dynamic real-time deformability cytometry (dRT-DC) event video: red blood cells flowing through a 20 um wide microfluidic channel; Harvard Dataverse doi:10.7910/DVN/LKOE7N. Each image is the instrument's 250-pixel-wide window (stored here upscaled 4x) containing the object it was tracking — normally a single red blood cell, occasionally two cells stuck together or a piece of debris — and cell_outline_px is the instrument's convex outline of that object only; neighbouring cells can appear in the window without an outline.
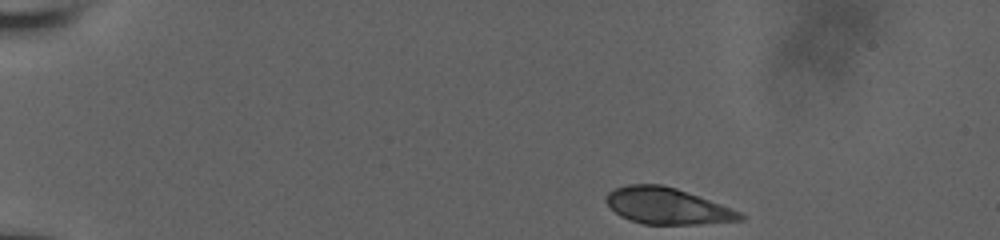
{"species": "human", "species_latin": "Homo sapiens", "temperature_condition": "room temperature", "stored_images_in_passage": 46, "camera_frame_rate_fps": 3000, "um_per_image_px": 0.085, "donor": {"sex": "male"}, "frame": {"image": 1, "passage_image": 1, "time_ms": 0.0, "image_size_px": [1000, 240], "cell_outline_px": [[744, 220], [696, 224], [644, 224], [620, 216], [604, 200], [604, 196], [608, 192], [616, 188], [628, 184], [660, 184], [676, 188], [720, 204], [740, 212], [744, 216]], "centroid_in_image_um": [56.68, 17.5], "position_along_channel_um": 28.3, "area_um2": 28.03}}
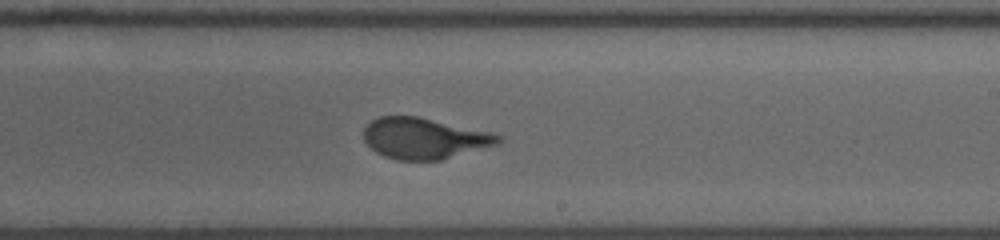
{"frame": {"image": 2, "passage_image": 26, "time_ms": 8.333, "image_size_px": [1000, 240], "cell_outline_px": [[504, 140], [500, 144], [440, 160], [396, 160], [384, 156], [376, 152], [364, 140], [364, 128], [372, 120], [380, 116], [416, 116], [492, 132], [504, 136]], "centroid_in_image_um": [36.11, 11.76], "position_along_channel_um": 252.9, "area_um2": 32.25}}
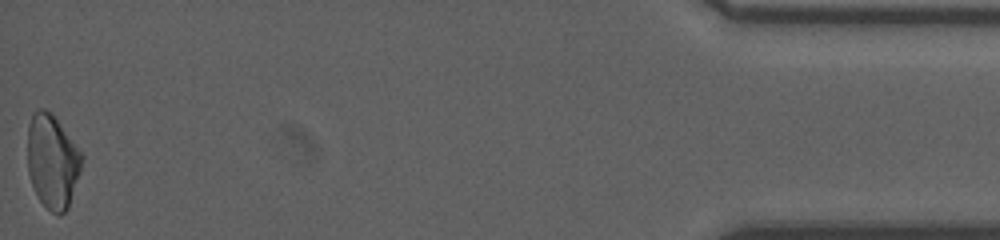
{"frame": {"image": 3, "passage_image": 46, "time_ms": 15.0, "image_size_px": [1000, 240], "cell_outline_px": [[84, 156], [80, 172], [68, 208], [60, 216], [52, 212], [40, 200], [32, 184], [28, 172], [28, 124], [32, 112], [36, 108], [44, 108], [52, 112]], "centroid_in_image_um": [4.45, 13.67], "position_along_channel_um": 430.7, "area_um2": 29.77}, "authors_computed_cell_mechanics": {"area_um2": 31.7611, "velocity_mm_per_s": 3.9261, "shape_relaxation_time_tau1_ms": 7.3038, "shape_relaxation_time_tau2_ms": null, "deformation_change_tau1": 0.2212, "deformation_change_tau2": null}}